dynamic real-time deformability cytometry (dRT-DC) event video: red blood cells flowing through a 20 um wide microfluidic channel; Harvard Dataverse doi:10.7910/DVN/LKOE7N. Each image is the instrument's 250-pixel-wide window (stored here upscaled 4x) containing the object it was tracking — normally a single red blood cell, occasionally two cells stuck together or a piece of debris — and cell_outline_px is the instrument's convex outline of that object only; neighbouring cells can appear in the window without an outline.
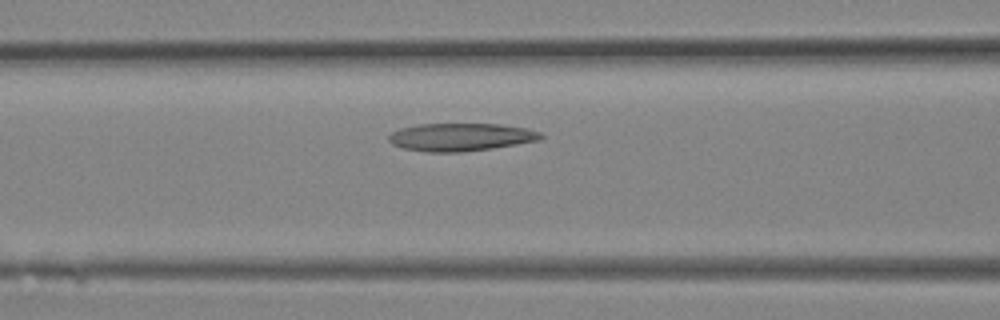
{"species": "Egyptian fruit bat (a non-hibernating species)", "species_latin": "Rousettus aegyptiacus", "temperature_condition": "room temperature", "stored_images_in_passage": 14, "camera_frame_rate_fps": 3000, "um_per_image_px": 0.085, "animal": {"sex": "female"}, "frame": {"image": 1, "passage_image": 10, "time_ms": 3.0, "image_size_px": [1000, 320], "cell_outline_px": [[544, 136], [540, 140], [492, 148], [460, 152], [428, 152], [404, 148], [392, 144], [388, 140], [388, 136], [392, 132], [400, 128], [420, 124], [500, 124], [524, 128], [540, 132]], "centroid_in_image_um": [39.15, 11.65], "position_along_channel_um": 127.5, "area_um2": 24.51}}
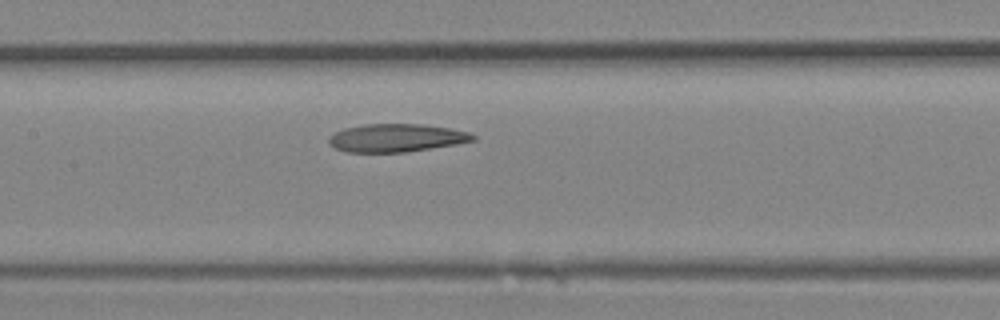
{"frame": {"image": 2, "passage_image": 12, "time_ms": 3.667, "image_size_px": [1000, 320], "cell_outline_px": [[476, 140], [456, 144], [404, 152], [348, 152], [336, 148], [328, 144], [328, 136], [344, 128], [364, 124], [420, 124], [452, 128], [468, 132], [476, 136]], "centroid_in_image_um": [33.68, 11.71], "position_along_channel_um": 173.7, "area_um2": 23.52}}
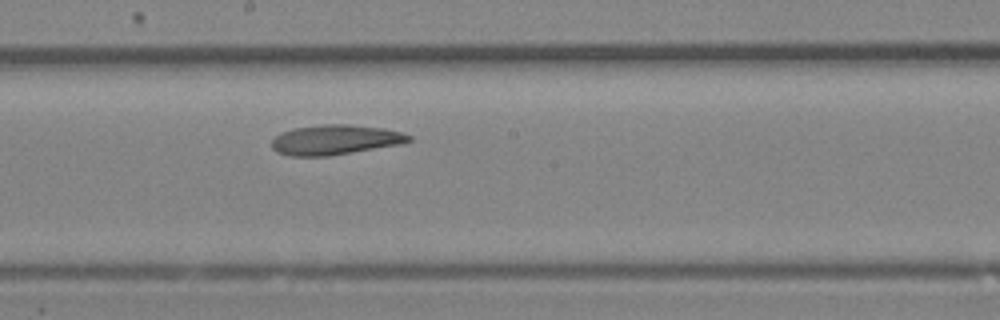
{"frame": {"image": 3, "passage_image": 14, "time_ms": 4.333, "image_size_px": [1000, 320], "cell_outline_px": [[412, 140], [400, 144], [328, 156], [288, 156], [276, 152], [272, 148], [272, 140], [280, 132], [292, 128], [324, 124], [348, 124], [384, 128], [404, 132], [412, 136]], "centroid_in_image_um": [28.48, 11.87], "position_along_channel_um": 219.7, "area_um2": 24.04}}